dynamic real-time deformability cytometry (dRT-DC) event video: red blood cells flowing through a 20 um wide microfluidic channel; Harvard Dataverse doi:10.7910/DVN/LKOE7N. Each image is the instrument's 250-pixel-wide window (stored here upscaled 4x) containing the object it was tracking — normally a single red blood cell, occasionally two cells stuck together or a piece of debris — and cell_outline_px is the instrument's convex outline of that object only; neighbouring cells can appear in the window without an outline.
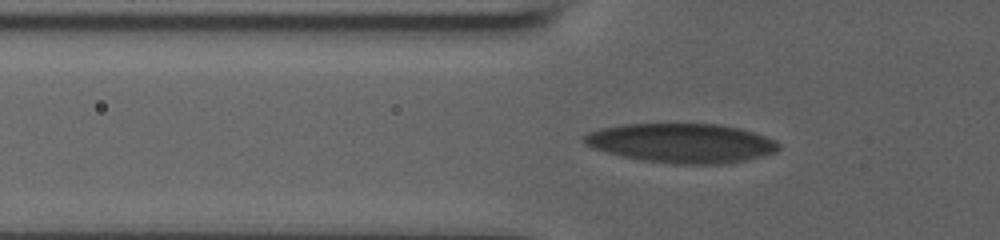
{"species": "human", "species_latin": "Homo sapiens", "temperature_condition": "room temperature", "stored_images_in_passage": 45, "camera_frame_rate_fps": 3000, "um_per_image_px": 0.085, "donor": {"sex": "male"}, "frame": {"image": 1, "passage_image": 8, "time_ms": 2.333, "image_size_px": [1000, 240], "cell_outline_px": [[780, 148], [776, 152], [744, 160], [724, 164], [672, 164], [640, 160], [592, 148], [584, 144], [584, 136], [588, 132], [600, 128], [620, 124], [720, 124], [740, 128], [776, 140], [780, 144]], "centroid_in_image_um": [57.93, 12.16], "position_along_channel_um": 67.9, "area_um2": 44.62}}
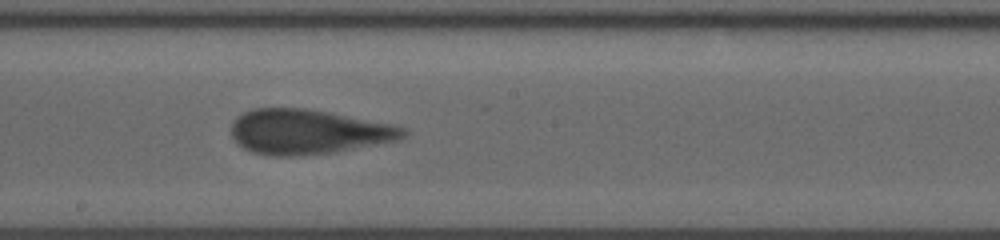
{"frame": {"image": 2, "passage_image": 21, "time_ms": 6.667, "image_size_px": [1000, 240], "cell_outline_px": [[408, 132], [404, 136], [396, 140], [332, 152], [292, 156], [272, 156], [252, 152], [244, 148], [232, 136], [232, 120], [236, 116], [252, 108], [304, 108], [328, 112], [392, 124], [404, 128]], "centroid_in_image_um": [26.13, 11.19], "position_along_channel_um": 222.1, "area_um2": 44.39}}
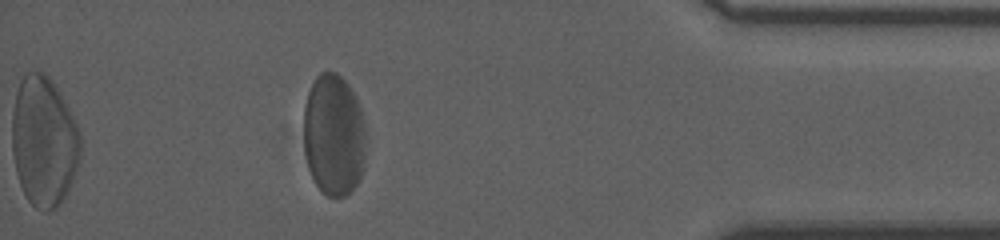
{"frame": {"image": 3, "passage_image": 39, "time_ms": 12.667, "image_size_px": [1000, 240], "cell_outline_px": [[364, 160], [360, 176], [356, 184], [344, 196], [328, 196], [316, 184], [308, 168], [304, 152], [304, 108], [308, 92], [316, 76], [320, 72], [336, 72], [348, 84], [356, 96], [360, 108], [364, 124]], "centroid_in_image_um": [28.35, 11.44], "position_along_channel_um": 406.9, "area_um2": 43.99}}